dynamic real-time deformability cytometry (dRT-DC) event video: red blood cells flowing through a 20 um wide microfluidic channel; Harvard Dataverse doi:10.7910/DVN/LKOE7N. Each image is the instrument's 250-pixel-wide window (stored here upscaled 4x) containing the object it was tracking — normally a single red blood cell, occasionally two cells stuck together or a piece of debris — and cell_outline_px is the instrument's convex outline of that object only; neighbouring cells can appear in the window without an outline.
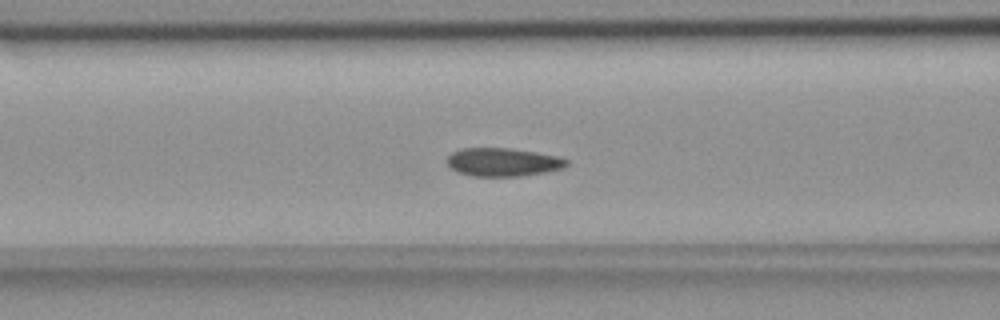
{"species": "common noctule bat (a hibernating species)", "species_latin": "Nyctalus noctula", "temperature_condition": "room temperature", "stored_images_in_passage": 57, "camera_frame_rate_fps": 3000, "um_per_image_px": 0.085, "animal": {"sex": "female", "body_mass_g": 18.4}, "frame": {"image": 1, "passage_image": 23, "time_ms": 7.333, "image_size_px": [1000, 320], "cell_outline_px": [[568, 164], [564, 168], [544, 172], [520, 176], [472, 176], [456, 172], [448, 164], [448, 156], [452, 152], [460, 148], [508, 148], [536, 152], [556, 156], [568, 160]], "centroid_in_image_um": [42.74, 13.78], "position_along_channel_um": 123.9, "area_um2": 19.65}}
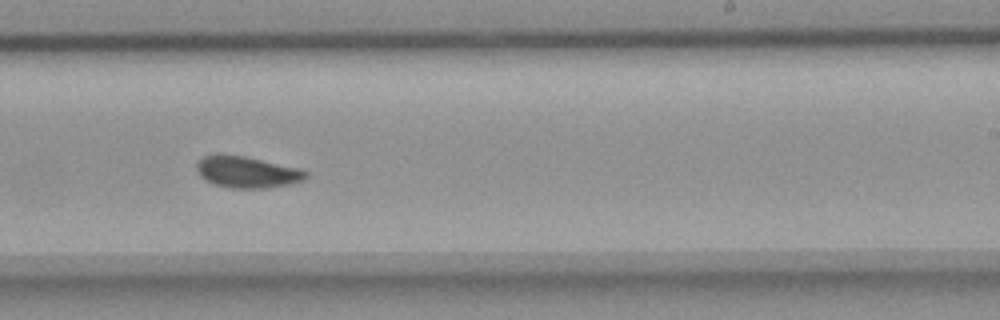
{"frame": {"image": 2, "passage_image": 35, "time_ms": 11.333, "image_size_px": [1000, 320], "cell_outline_px": [[308, 176], [304, 180], [292, 184], [264, 188], [232, 188], [216, 184], [204, 180], [200, 176], [196, 168], [196, 164], [204, 156], [216, 152], [220, 152], [244, 156], [300, 168], [308, 172]], "centroid_in_image_um": [20.99, 14.6], "position_along_channel_um": 268.0, "area_um2": 20.35}}
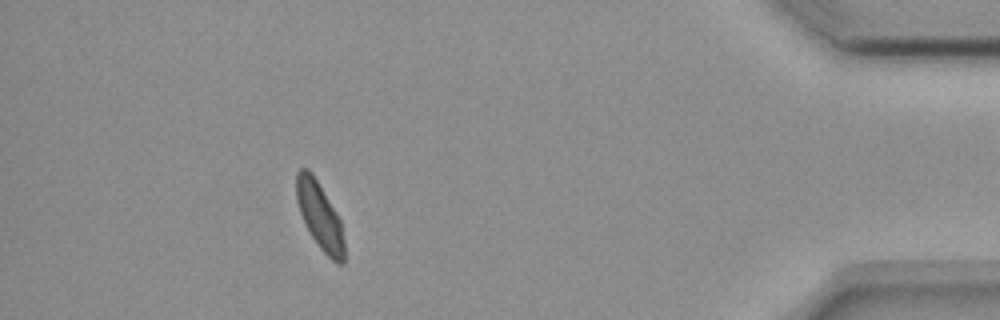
{"frame": {"image": 3, "passage_image": 51, "time_ms": 16.667, "image_size_px": [1000, 320], "cell_outline_px": [[344, 264], [336, 264], [320, 248], [304, 224], [296, 200], [296, 172], [300, 168], [308, 168], [312, 172], [336, 212], [340, 220], [344, 240]], "centroid_in_image_um": [27.17, 18.34], "position_along_channel_um": 408.0, "area_um2": 18.67}, "authors_computed_cell_mechanics": {"area_um2": 19.7676, "velocity_mm_per_s": 3.6161, "shape_relaxation_time_tau1_ms": 4.6861, "shape_relaxation_time_tau2_ms": 1.1959, "deformation_change_tau1": 0.1269, "deformation_change_tau2": 0.0426}}